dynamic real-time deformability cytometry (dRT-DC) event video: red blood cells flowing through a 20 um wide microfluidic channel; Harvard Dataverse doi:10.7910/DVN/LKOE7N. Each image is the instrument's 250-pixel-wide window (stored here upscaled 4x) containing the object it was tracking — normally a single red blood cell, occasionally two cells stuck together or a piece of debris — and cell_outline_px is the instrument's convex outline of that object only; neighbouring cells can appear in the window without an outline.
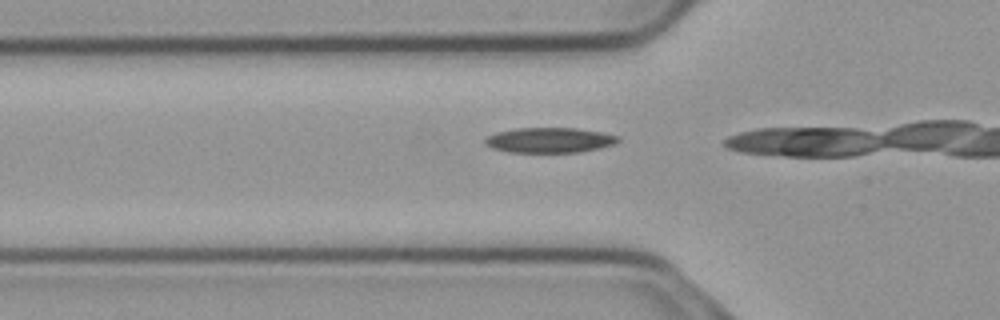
{"species": "common noctule bat (a hibernating species)", "species_latin": "Nyctalus noctula", "temperature_condition": "cold", "stored_images_in_passage": 3, "camera_frame_rate_fps": 3000, "um_per_image_px": 0.085, "animal": {"sex": "male", "body_mass_g": 23.1, "forearm_length_mm": 52.7}, "frame": {"image": 1, "passage_image": 2, "time_ms": 0.333, "image_size_px": [1000, 320], "cell_outline_px": [[620, 140], [616, 144], [600, 148], [580, 152], [508, 152], [492, 148], [484, 144], [484, 136], [496, 132], [516, 128], [576, 128], [600, 132], [620, 136]], "centroid_in_image_um": [46.69, 11.91], "position_along_channel_um": 79.1, "area_um2": 19.71}}